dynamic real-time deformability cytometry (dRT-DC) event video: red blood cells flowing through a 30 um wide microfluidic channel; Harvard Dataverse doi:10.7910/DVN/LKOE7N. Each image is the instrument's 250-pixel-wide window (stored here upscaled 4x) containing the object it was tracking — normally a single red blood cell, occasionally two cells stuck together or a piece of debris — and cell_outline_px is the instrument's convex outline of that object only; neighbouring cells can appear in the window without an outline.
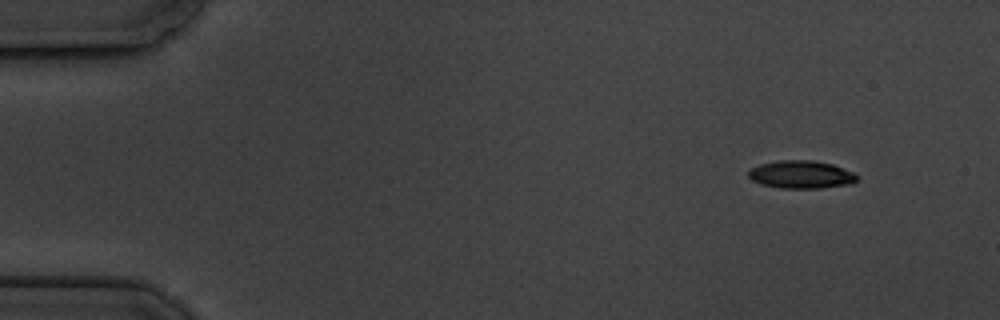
{"species": "common noctule bat (a hibernating species)", "species_latin": "Nyctalus noctula", "temperature_condition": "cold", "stored_images_in_passage": 4, "camera_frame_rate_fps": 3000, "um_per_image_px": 0.085, "animal": {"sex": "male", "body_mass_g": 19.5, "forearm_length_mm": 54.6}, "frame": {"image": 1, "passage_image": 1, "time_ms": 0.0, "image_size_px": [1000, 320], "cell_outline_px": [[856, 180], [852, 184], [820, 188], [780, 188], [760, 184], [752, 180], [748, 176], [748, 172], [752, 168], [760, 164], [780, 160], [812, 160], [832, 164], [852, 172], [856, 176]], "centroid_in_image_um": [68.07, 14.84], "position_along_channel_um": 16.9, "area_um2": 17.51}}